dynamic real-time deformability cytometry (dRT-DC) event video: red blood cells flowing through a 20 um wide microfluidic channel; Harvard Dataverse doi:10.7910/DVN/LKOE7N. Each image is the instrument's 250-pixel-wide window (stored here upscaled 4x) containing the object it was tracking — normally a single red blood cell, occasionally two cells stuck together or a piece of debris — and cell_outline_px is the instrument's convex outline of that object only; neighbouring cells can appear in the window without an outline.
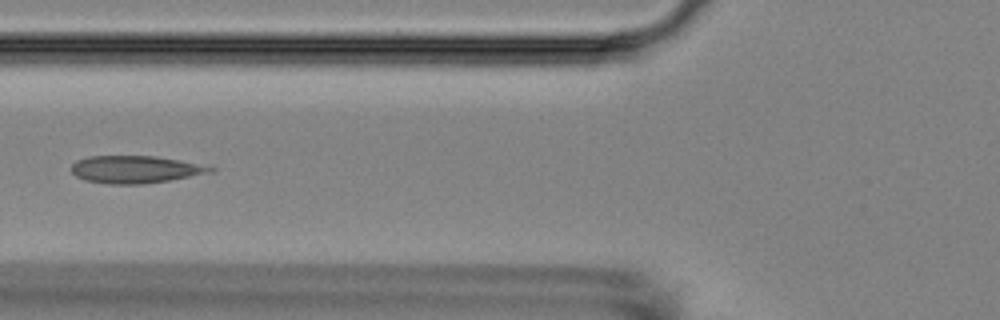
{"species": "Egyptian fruit bat (a non-hibernating species)", "species_latin": "Rousettus aegyptiacus", "temperature_condition": "room temperature", "stored_images_in_passage": 7, "camera_frame_rate_fps": 3000, "um_per_image_px": 0.085, "animal": {"sex": "female"}, "frame": {"image": 1, "passage_image": 6, "time_ms": 6.0, "image_size_px": [1000, 320], "cell_outline_px": [[216, 172], [168, 180], [140, 184], [108, 184], [84, 180], [76, 176], [72, 172], [72, 164], [76, 160], [88, 156], [156, 156], [180, 160], [216, 168]], "centroid_in_image_um": [11.49, 14.4], "position_along_channel_um": 114.3, "area_um2": 22.2}}